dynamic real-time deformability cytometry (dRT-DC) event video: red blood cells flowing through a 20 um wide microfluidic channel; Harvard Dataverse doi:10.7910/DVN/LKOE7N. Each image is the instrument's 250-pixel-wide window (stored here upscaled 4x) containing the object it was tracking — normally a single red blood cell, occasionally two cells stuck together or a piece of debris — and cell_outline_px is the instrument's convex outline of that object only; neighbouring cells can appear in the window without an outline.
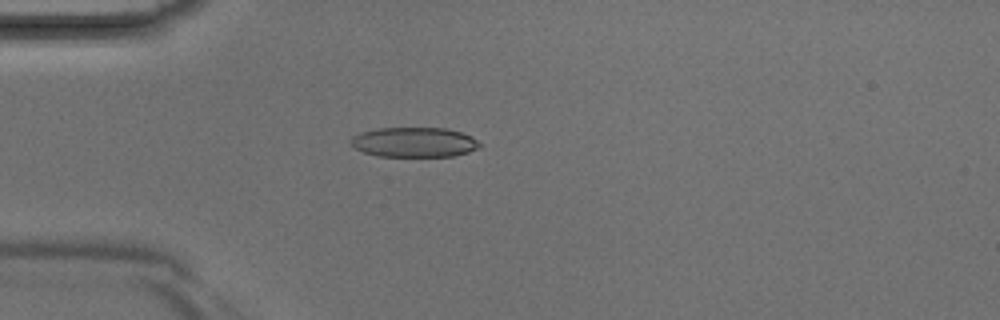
{"species": "Egyptian fruit bat (a non-hibernating species)", "species_latin": "Rousettus aegyptiacus", "temperature_condition": "room temperature", "stored_images_in_passage": 4, "camera_frame_rate_fps": 3000, "um_per_image_px": 0.085, "animal": {"sex": "male"}, "frame": {"image": 1, "passage_image": 4, "time_ms": 1.0, "image_size_px": [1000, 320], "cell_outline_px": [[480, 144], [476, 148], [468, 152], [452, 156], [376, 156], [352, 148], [348, 144], [348, 140], [352, 136], [360, 132], [380, 128], [444, 128], [460, 132], [472, 136]], "centroid_in_image_um": [35.11, 12.09], "position_along_channel_um": 49.9, "area_um2": 22.48}}